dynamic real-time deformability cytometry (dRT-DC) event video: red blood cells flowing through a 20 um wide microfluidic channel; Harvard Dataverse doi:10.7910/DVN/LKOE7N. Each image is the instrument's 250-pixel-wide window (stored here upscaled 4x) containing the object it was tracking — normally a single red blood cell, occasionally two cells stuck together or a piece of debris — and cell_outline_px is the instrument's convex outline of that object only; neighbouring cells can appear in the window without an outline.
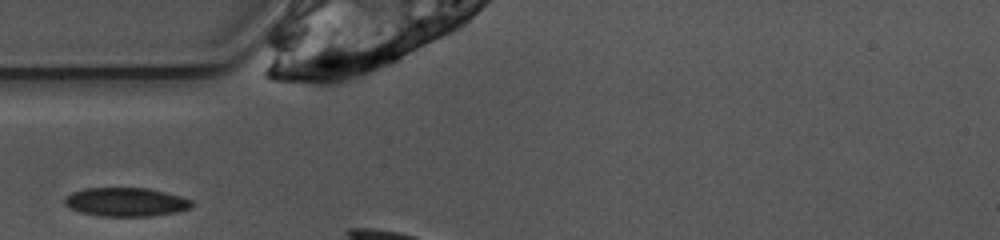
{"species": "common noctule bat (a hibernating species)", "species_latin": "Nyctalus noctula", "temperature_condition": "warm", "stored_images_in_passage": 3, "camera_frame_rate_fps": 3000, "um_per_image_px": 0.085, "animal": {"sex": "female", "body_mass_g": 10.0, "forearm_length_mm": 53.1}, "frame": {"image": 1, "passage_image": 1, "time_ms": 0.0, "image_size_px": [1000, 240], "cell_outline_px": [[192, 208], [176, 212], [152, 216], [100, 216], [80, 212], [68, 208], [64, 204], [64, 196], [72, 192], [84, 188], [148, 188], [180, 196], [192, 200]], "centroid_in_image_um": [10.67, 17.17], "position_along_channel_um": 74.3, "area_um2": 21.44}}